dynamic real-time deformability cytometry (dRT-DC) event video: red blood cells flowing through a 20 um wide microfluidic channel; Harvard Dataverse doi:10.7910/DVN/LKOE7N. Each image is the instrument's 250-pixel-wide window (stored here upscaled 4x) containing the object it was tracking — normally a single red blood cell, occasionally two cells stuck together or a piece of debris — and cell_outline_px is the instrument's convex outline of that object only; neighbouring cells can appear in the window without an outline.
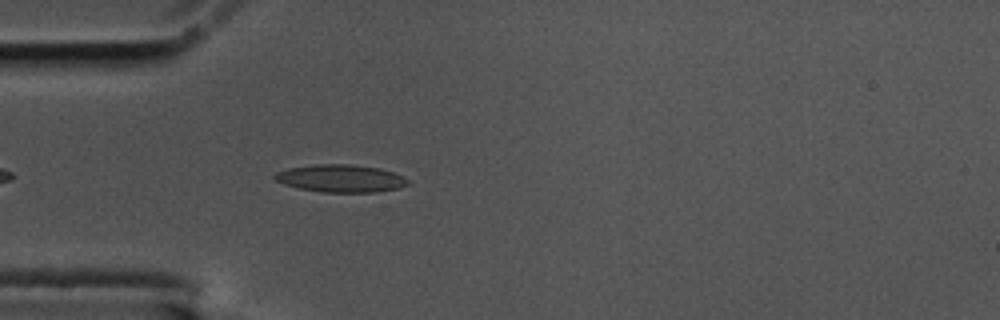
{"species": "common noctule bat (a hibernating species)", "species_latin": "Nyctalus noctula", "temperature_condition": "cold", "stored_images_in_passage": 7, "camera_frame_rate_fps": 3000, "um_per_image_px": 0.085, "animal": {"sex": "male", "body_mass_g": 17.5, "forearm_length_mm": 52.3}, "frame": {"image": 1, "passage_image": 1, "time_ms": 0.0, "image_size_px": [1000, 320], "cell_outline_px": [[412, 180], [408, 184], [400, 188], [376, 192], [320, 192], [300, 188], [284, 184], [276, 180], [272, 176], [276, 172], [288, 168], [316, 164], [348, 164], [380, 168], [404, 176]], "centroid_in_image_um": [29.0, 15.16], "position_along_channel_um": 56.0, "area_um2": 21.5}}
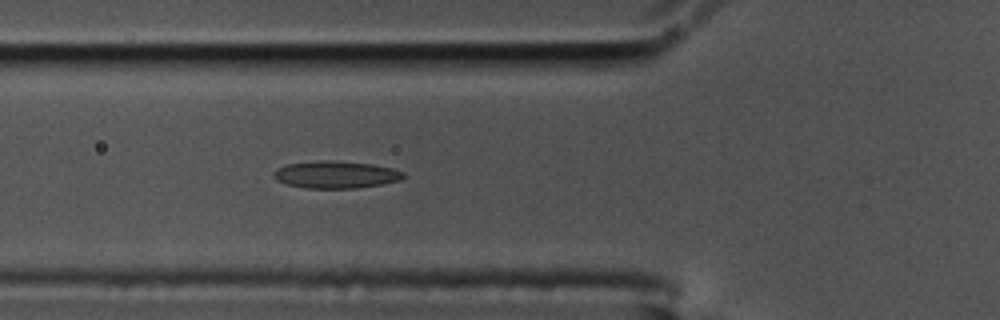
{"frame": {"image": 2, "passage_image": 5, "time_ms": 1.333, "image_size_px": [1000, 320], "cell_outline_px": [[404, 176], [400, 180], [380, 184], [356, 188], [308, 188], [288, 184], [276, 180], [272, 176], [272, 172], [276, 168], [288, 164], [324, 160], [328, 160], [372, 164], [392, 168], [404, 172]], "centroid_in_image_um": [28.51, 14.84], "position_along_channel_um": 97.3, "area_um2": 20.4}}